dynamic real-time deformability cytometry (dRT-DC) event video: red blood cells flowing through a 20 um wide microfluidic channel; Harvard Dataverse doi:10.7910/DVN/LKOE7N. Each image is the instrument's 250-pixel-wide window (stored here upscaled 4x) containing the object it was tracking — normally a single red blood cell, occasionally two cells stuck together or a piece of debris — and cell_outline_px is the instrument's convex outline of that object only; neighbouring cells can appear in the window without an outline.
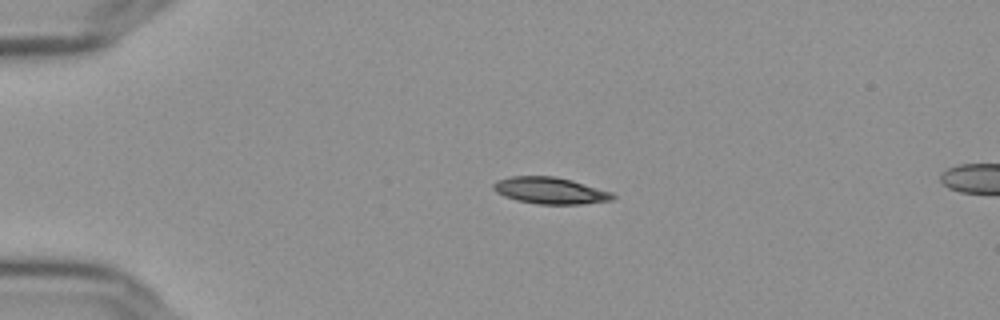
{"species": "Egyptian fruit bat (a non-hibernating species)", "species_latin": "Rousettus aegyptiacus", "temperature_condition": "cold", "stored_images_in_passage": 18, "camera_frame_rate_fps": 3000, "um_per_image_px": 0.085, "frame": {"image": 1, "passage_image": 13, "time_ms": 4.0, "image_size_px": [1000, 320], "cell_outline_px": [[616, 196], [612, 200], [584, 204], [540, 204], [516, 200], [504, 196], [496, 192], [492, 188], [492, 184], [496, 180], [512, 176], [556, 176], [572, 180], [612, 192]], "centroid_in_image_um": [46.75, 16.19], "position_along_channel_um": 38.2, "area_um2": 18.61}}